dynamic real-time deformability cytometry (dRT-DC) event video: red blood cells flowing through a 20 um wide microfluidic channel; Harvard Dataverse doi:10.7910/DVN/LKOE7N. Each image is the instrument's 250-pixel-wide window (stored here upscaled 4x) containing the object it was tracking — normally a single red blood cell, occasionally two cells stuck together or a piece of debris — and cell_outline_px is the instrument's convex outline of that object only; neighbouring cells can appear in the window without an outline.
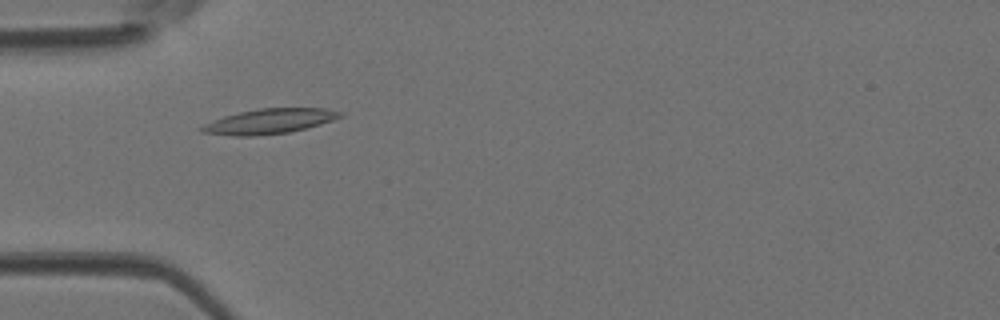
{"species": "Egyptian fruit bat (a non-hibernating species)", "species_latin": "Rousettus aegyptiacus", "temperature_condition": "room temperature", "stored_images_in_passage": 34, "camera_frame_rate_fps": 3000, "um_per_image_px": 0.085, "animal": {"sex": "female"}, "frame": {"image": 1, "passage_image": 3, "time_ms": 0.667, "image_size_px": [1000, 320], "cell_outline_px": [[344, 116], [320, 124], [288, 132], [252, 136], [232, 136], [200, 132], [196, 128], [204, 124], [224, 116], [240, 112], [260, 108], [324, 108], [344, 112]], "centroid_in_image_um": [22.87, 10.31], "position_along_channel_um": 62.1, "area_um2": 20.11}}
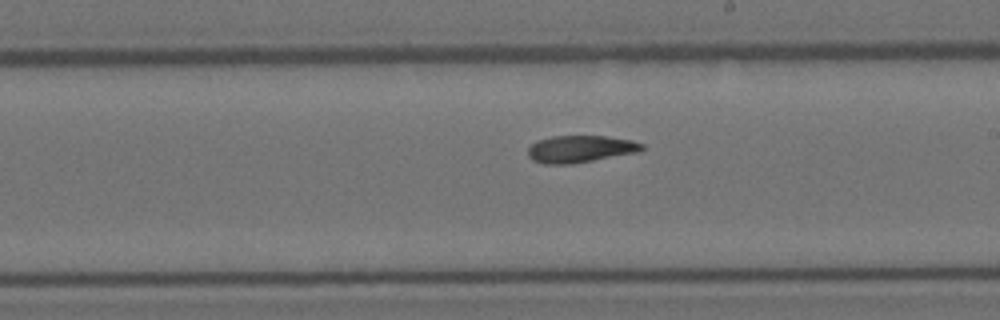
{"frame": {"image": 2, "passage_image": 15, "time_ms": 4.667, "image_size_px": [1000, 320], "cell_outline_px": [[644, 148], [640, 152], [572, 164], [544, 164], [532, 160], [528, 156], [528, 148], [536, 140], [552, 136], [604, 136], [632, 140], [644, 144]], "centroid_in_image_um": [49.33, 12.66], "position_along_channel_um": 239.7, "area_um2": 18.15}}
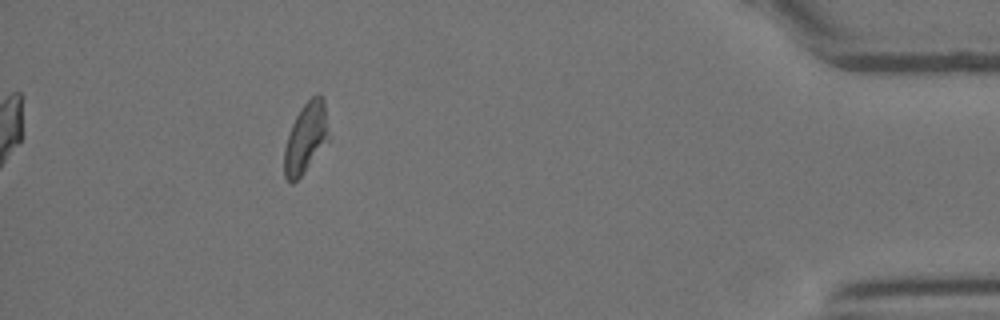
{"frame": {"image": 3, "passage_image": 30, "time_ms": 9.667, "image_size_px": [1000, 320], "cell_outline_px": [[328, 140], [304, 172], [292, 184], [284, 176], [284, 148], [292, 124], [300, 108], [316, 92], [320, 92], [324, 100], [328, 136]], "centroid_in_image_um": [25.97, 11.69], "position_along_channel_um": 409.2, "area_um2": 17.92}}